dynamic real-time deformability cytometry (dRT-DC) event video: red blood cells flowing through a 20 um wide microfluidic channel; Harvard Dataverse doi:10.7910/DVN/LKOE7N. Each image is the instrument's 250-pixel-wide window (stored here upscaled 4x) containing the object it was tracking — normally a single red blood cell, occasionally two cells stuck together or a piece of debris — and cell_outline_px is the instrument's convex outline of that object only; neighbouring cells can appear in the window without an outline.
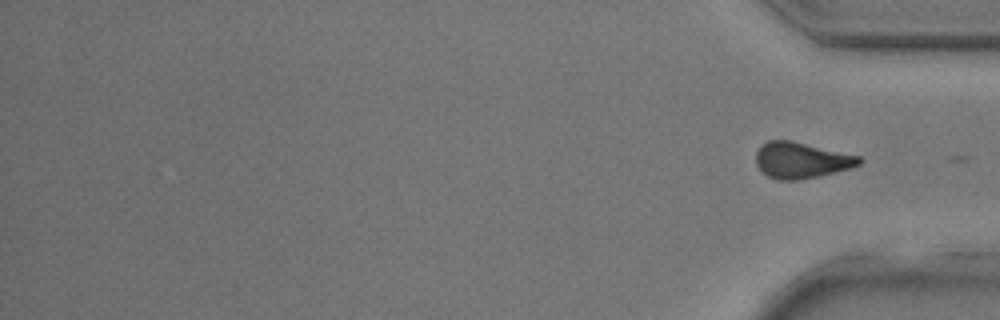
{"species": "common noctule bat (a hibernating species)", "species_latin": "Nyctalus noctula", "temperature_condition": "room temperature", "stored_images_in_passage": 24, "camera_frame_rate_fps": 3000, "um_per_image_px": 0.085, "animal": {"sex": "male", "body_mass_g": 17.9, "forearm_length_mm": 54.2}, "frame": {"image": 1, "passage_image": 24, "time_ms": 7.667, "image_size_px": [1000, 320], "cell_outline_px": [[864, 160], [860, 164], [836, 172], [796, 180], [780, 180], [768, 176], [756, 164], [756, 152], [760, 144], [768, 140], [792, 140], [860, 156]], "centroid_in_image_um": [68.1, 13.6], "position_along_channel_um": 367.1, "area_um2": 21.62}}